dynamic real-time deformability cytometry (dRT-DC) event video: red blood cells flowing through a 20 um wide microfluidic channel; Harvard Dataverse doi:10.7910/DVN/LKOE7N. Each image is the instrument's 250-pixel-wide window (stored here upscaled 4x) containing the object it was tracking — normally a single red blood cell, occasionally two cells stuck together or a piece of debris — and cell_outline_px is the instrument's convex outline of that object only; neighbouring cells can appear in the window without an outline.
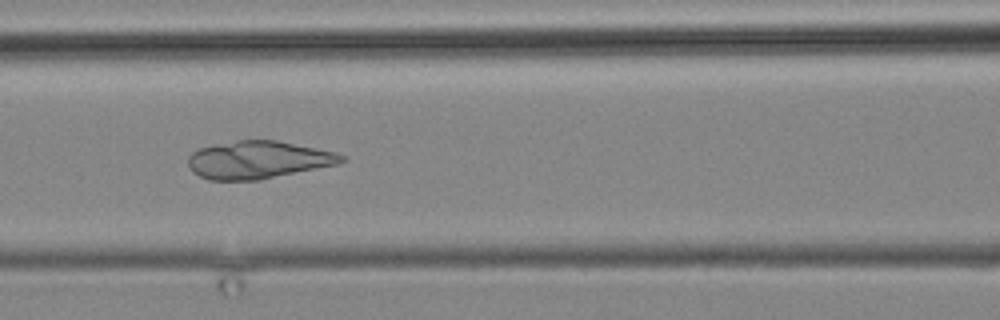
{"species": "common noctule bat (a hibernating species)", "species_latin": "Nyctalus noctula", "temperature_condition": "cold", "stored_images_in_passage": 16, "camera_frame_rate_fps": 3000, "um_per_image_px": 0.085, "animal": {"sex": "male", "body_mass_g": 19.2, "forearm_length_mm": 51.8}, "frame": {"image": 1, "passage_image": 8, "time_ms": 9.333, "image_size_px": [1000, 320], "cell_outline_px": [[348, 160], [336, 164], [260, 180], [208, 180], [192, 172], [188, 164], [188, 156], [192, 152], [200, 148], [216, 144], [236, 140], [276, 140], [336, 152], [344, 156]], "centroid_in_image_um": [21.92, 13.59], "position_along_channel_um": 144.7, "area_um2": 33.58}}
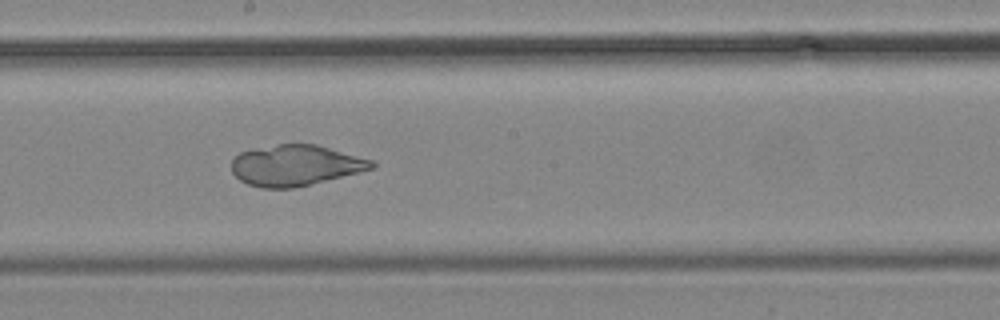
{"frame": {"image": 2, "passage_image": 10, "time_ms": 11.667, "image_size_px": [1000, 320], "cell_outline_px": [[376, 164], [372, 168], [292, 188], [260, 188], [248, 184], [240, 180], [232, 172], [232, 160], [240, 152], [256, 148], [276, 144], [316, 144], [372, 160]], "centroid_in_image_um": [25.05, 14.04], "position_along_channel_um": 223.1, "area_um2": 32.71}}
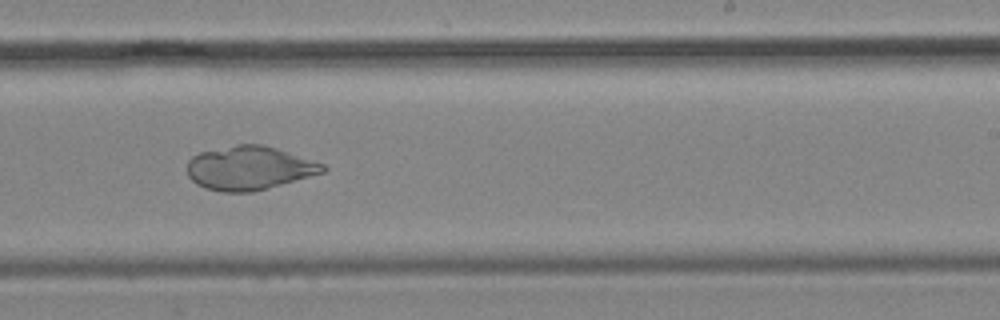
{"frame": {"image": 3, "passage_image": 11, "time_ms": 13.0, "image_size_px": [1000, 320], "cell_outline_px": [[328, 168], [324, 172], [252, 192], [220, 192], [196, 184], [188, 176], [188, 160], [192, 156], [200, 152], [236, 144], [264, 144], [324, 164]], "centroid_in_image_um": [21.16, 14.27], "position_along_channel_um": 267.8, "area_um2": 34.33}}